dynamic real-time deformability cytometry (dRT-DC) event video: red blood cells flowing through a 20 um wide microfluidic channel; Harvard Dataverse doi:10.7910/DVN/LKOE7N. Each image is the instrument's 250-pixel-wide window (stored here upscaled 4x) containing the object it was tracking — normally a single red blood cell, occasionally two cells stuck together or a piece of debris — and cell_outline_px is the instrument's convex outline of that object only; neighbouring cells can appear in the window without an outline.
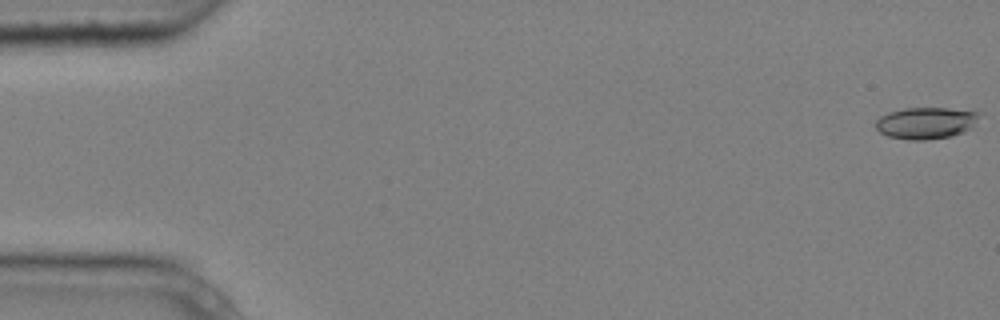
{"species": "common noctule bat (a hibernating species)", "species_latin": "Nyctalus noctula", "temperature_condition": "cold", "stored_images_in_passage": 4, "camera_frame_rate_fps": 3000, "um_per_image_px": 0.085, "animal": {"sex": "male", "body_mass_g": 20.4}, "frame": {"image": 1, "passage_image": 1, "time_ms": 0.0, "image_size_px": [1000, 320], "cell_outline_px": [[976, 116], [972, 128], [964, 132], [952, 136], [924, 140], [908, 140], [888, 136], [880, 132], [876, 128], [876, 120], [880, 116], [888, 112], [904, 108], [948, 108], [976, 112]], "centroid_in_image_um": [78.64, 10.46], "position_along_channel_um": 6.4, "area_um2": 18.9}}